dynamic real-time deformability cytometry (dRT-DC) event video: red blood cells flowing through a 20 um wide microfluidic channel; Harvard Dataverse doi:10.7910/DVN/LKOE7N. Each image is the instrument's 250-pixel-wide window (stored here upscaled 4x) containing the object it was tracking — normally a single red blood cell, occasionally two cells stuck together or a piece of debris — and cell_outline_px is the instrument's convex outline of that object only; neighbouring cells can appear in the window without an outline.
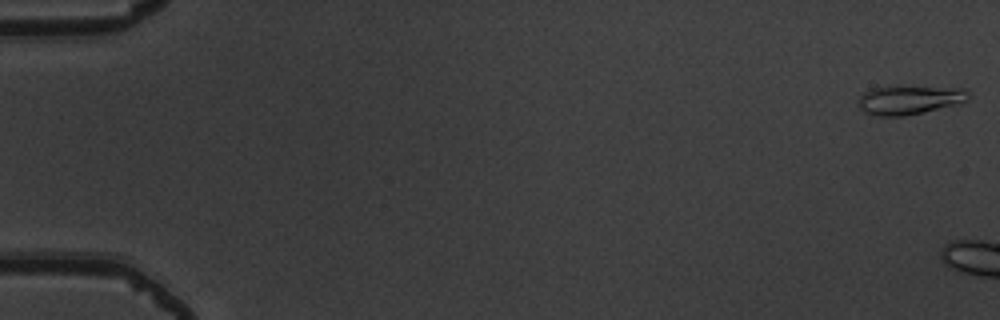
{"species": "common noctule bat (a hibernating species)", "species_latin": "Nyctalus noctula", "temperature_condition": "warm", "stored_images_in_passage": 3, "camera_frame_rate_fps": 3000, "um_per_image_px": 0.085, "animal": {"sex": "male", "body_mass_g": 19.5, "forearm_length_mm": 54.6}, "frame": {"image": 1, "passage_image": 1, "time_ms": 0.0, "image_size_px": [1000, 320], "cell_outline_px": [[968, 100], [960, 104], [904, 116], [880, 116], [864, 112], [860, 108], [860, 96], [864, 92], [872, 88], [900, 84], [964, 88], [968, 92]], "centroid_in_image_um": [77.34, 8.44], "position_along_channel_um": 7.7, "area_um2": 19.19}}